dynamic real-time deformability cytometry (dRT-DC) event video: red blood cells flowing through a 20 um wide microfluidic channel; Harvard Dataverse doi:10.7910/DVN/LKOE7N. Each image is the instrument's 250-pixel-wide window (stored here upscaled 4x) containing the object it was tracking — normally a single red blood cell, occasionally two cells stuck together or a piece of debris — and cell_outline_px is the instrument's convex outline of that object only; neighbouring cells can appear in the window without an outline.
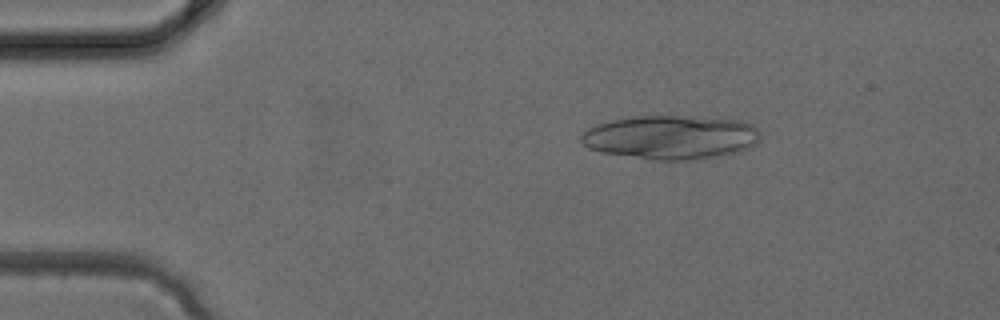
{"species": "common noctule bat (a hibernating species)", "species_latin": "Nyctalus noctula", "temperature_condition": "cold", "stored_images_in_passage": 2, "camera_frame_rate_fps": 3000, "um_per_image_px": 0.085, "animal": {"sex": "female", "body_mass_g": 24.6, "forearm_length_mm": 56.2}, "frame": {"image": 1, "passage_image": 1, "time_ms": 0.0, "image_size_px": [1000, 320], "cell_outline_px": [[760, 140], [756, 144], [748, 148], [736, 152], [688, 160], [652, 160], [600, 152], [588, 148], [580, 140], [580, 136], [588, 128], [596, 124], [612, 120], [636, 116], [680, 116], [740, 120], [752, 124], [760, 132]], "centroid_in_image_um": [57.0, 11.66], "position_along_channel_um": 28.0, "area_um2": 45.72}}